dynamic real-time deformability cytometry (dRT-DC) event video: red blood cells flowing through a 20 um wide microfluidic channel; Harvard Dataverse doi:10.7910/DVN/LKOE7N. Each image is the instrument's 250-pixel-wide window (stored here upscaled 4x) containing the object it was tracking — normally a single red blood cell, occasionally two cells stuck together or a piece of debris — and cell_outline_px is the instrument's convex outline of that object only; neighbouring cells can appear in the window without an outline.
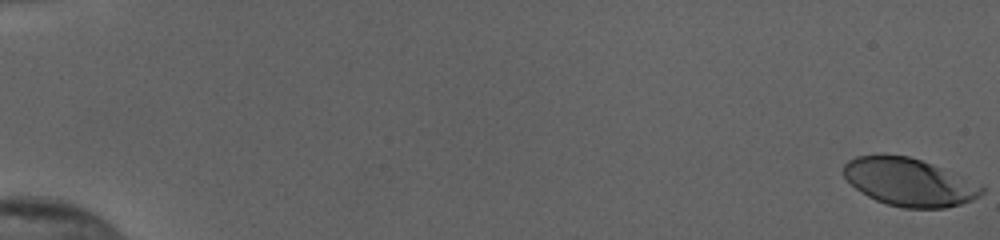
{"species": "human", "species_latin": "Homo sapiens", "temperature_condition": "cold", "stored_images_in_passage": 55, "camera_frame_rate_fps": 3000, "um_per_image_px": 0.085, "donor": {"sex": "female"}, "frame": {"image": 1, "passage_image": 1, "time_ms": 0.0, "image_size_px": [1000, 240], "cell_outline_px": [[984, 192], [980, 196], [972, 200], [960, 204], [944, 208], [904, 208], [888, 204], [876, 200], [868, 196], [856, 188], [844, 176], [844, 164], [848, 160], [856, 156], [908, 156], [932, 164], [980, 184], [984, 188]], "centroid_in_image_um": [77.3, 15.5], "position_along_channel_um": 7.7, "area_um2": 37.8}}
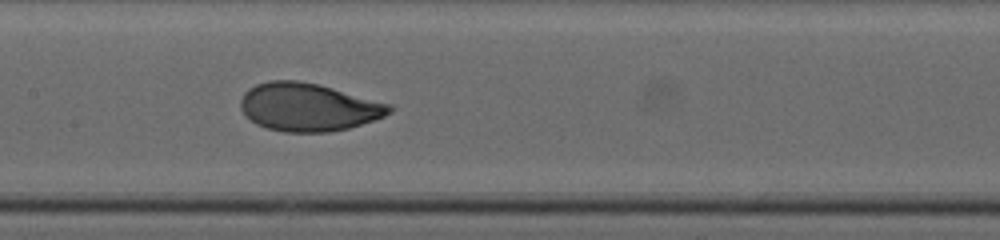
{"frame": {"image": 2, "passage_image": 30, "time_ms": 9.667, "image_size_px": [1000, 240], "cell_outline_px": [[396, 108], [392, 112], [384, 116], [348, 128], [328, 132], [284, 132], [268, 128], [256, 124], [240, 108], [240, 100], [244, 92], [248, 88], [256, 84], [268, 80], [296, 80], [320, 84], [392, 104]], "centroid_in_image_um": [26.23, 9.09], "position_along_channel_um": 181.2, "area_um2": 41.79}}
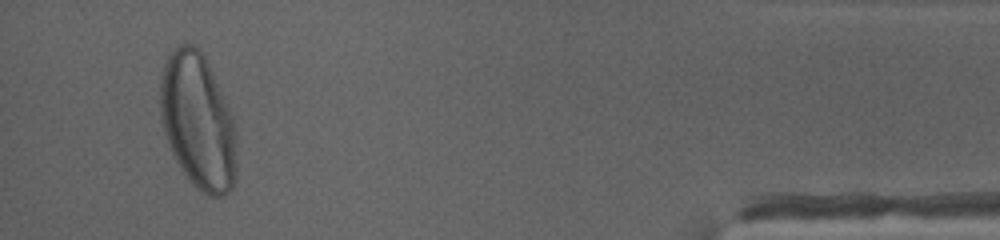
{"frame": {"image": 3, "passage_image": 53, "time_ms": 17.333, "image_size_px": [1000, 240], "cell_outline_px": [[236, 172], [232, 188], [224, 196], [208, 196], [200, 192], [192, 184], [180, 168], [168, 144], [164, 132], [160, 116], [160, 76], [164, 64], [168, 56], [184, 40], [196, 44], [204, 56], [228, 104], [236, 128]], "centroid_in_image_um": [16.82, 10.31], "position_along_channel_um": 418.4, "area_um2": 60.98}, "authors_computed_cell_mechanics": {"area_um2": 41.0958, "velocity_mm_per_s": 3.8488, "shape_relaxation_time_tau1_ms": 3.1574, "shape_relaxation_time_tau2_ms": null, "deformation_change_tau1": 0.1786, "deformation_change_tau2": null}}